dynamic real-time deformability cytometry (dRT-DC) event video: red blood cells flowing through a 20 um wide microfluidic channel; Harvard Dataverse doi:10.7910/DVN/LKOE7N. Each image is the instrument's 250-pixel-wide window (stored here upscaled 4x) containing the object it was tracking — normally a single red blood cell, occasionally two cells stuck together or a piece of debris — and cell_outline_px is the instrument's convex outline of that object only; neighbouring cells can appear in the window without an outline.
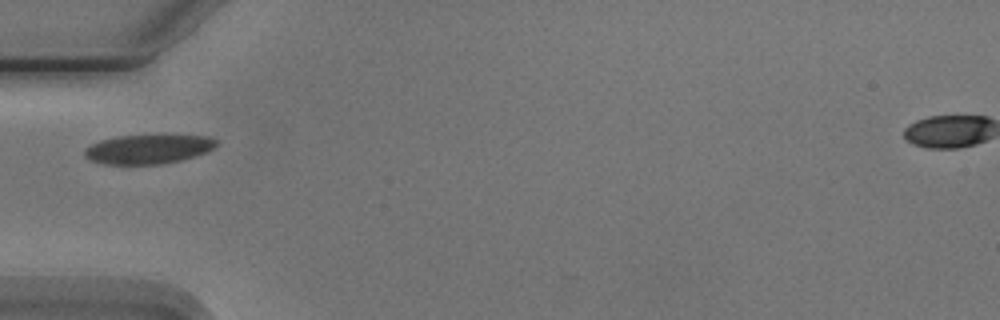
{"species": "Egyptian fruit bat (a non-hibernating species)", "species_latin": "Rousettus aegyptiacus", "temperature_condition": "cold", "stored_images_in_passage": 1, "camera_frame_rate_fps": 3000, "um_per_image_px": 0.085, "animal": {"sex": "male"}, "frame": {"image": 1, "passage_image": 1, "time_ms": 0.0, "image_size_px": [1000, 320], "cell_outline_px": [[216, 144], [212, 148], [204, 152], [180, 160], [160, 164], [104, 164], [92, 160], [84, 156], [84, 148], [100, 140], [120, 136], [208, 136], [216, 140]], "centroid_in_image_um": [12.53, 12.68], "position_along_channel_um": 72.5, "area_um2": 21.85}}